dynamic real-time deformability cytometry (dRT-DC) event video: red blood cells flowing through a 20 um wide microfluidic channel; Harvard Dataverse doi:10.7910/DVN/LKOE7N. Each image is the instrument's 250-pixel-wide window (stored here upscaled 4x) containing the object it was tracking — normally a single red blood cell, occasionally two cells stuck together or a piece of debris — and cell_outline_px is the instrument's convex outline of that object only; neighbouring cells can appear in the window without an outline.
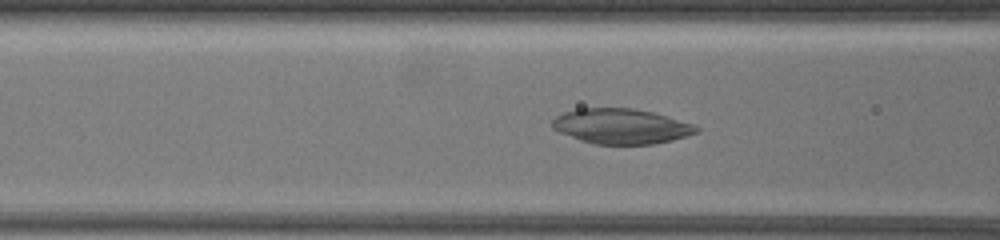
{"species": "common noctule bat (a hibernating species)", "species_latin": "Nyctalus noctula", "temperature_condition": "warm", "stored_images_in_passage": 25, "camera_frame_rate_fps": 3000, "um_per_image_px": 0.085, "animal": {"sex": "female", "body_mass_g": 19.5, "forearm_length_mm": 54.1}, "frame": {"image": 1, "passage_image": 6, "time_ms": 1.333, "image_size_px": [1000, 240], "cell_outline_px": [[700, 132], [688, 136], [672, 140], [652, 144], [596, 144], [580, 140], [560, 132], [552, 128], [552, 120], [556, 116], [564, 112], [576, 108], [632, 108], [652, 112], [696, 124], [700, 128]], "centroid_in_image_um": [52.83, 10.73], "position_along_channel_um": 113.8, "area_um2": 29.65}}
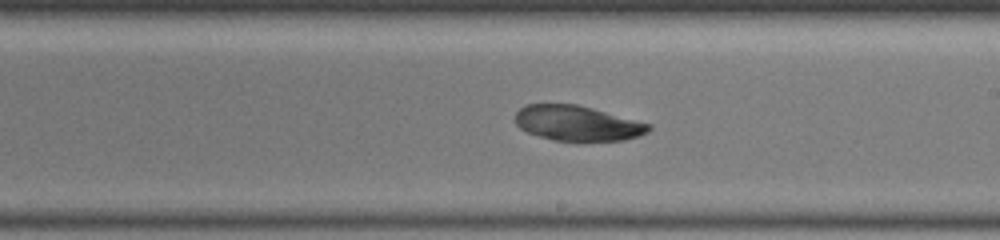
{"frame": {"image": 2, "passage_image": 17, "time_ms": 4.333, "image_size_px": [1000, 240], "cell_outline_px": [[652, 128], [648, 132], [640, 136], [624, 140], [576, 144], [552, 140], [528, 132], [520, 128], [516, 124], [516, 112], [524, 104], [576, 104], [592, 108], [652, 124]], "centroid_in_image_um": [49.11, 10.52], "position_along_channel_um": 239.9, "area_um2": 28.21}}
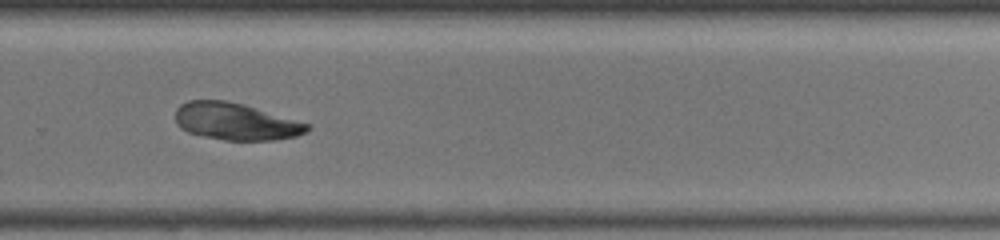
{"frame": {"image": 3, "passage_image": 23, "time_ms": 6.0, "image_size_px": [1000, 240], "cell_outline_px": [[312, 128], [308, 132], [296, 136], [272, 140], [224, 140], [204, 136], [188, 132], [180, 128], [176, 124], [176, 108], [180, 104], [188, 100], [224, 100], [244, 104], [312, 124]], "centroid_in_image_um": [20.06, 10.32], "position_along_channel_um": 309.7, "area_um2": 28.73}}